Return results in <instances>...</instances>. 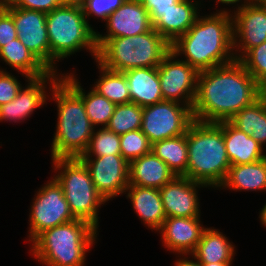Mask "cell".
I'll list each match as a JSON object with an SVG mask.
<instances>
[{
	"label": "cell",
	"instance_id": "484cf974",
	"mask_svg": "<svg viewBox=\"0 0 266 266\" xmlns=\"http://www.w3.org/2000/svg\"><path fill=\"white\" fill-rule=\"evenodd\" d=\"M61 78L82 98L92 126L94 128L96 125H101L103 128L107 127L116 105L92 88L86 94L76 75L72 73L61 74Z\"/></svg>",
	"mask_w": 266,
	"mask_h": 266
},
{
	"label": "cell",
	"instance_id": "f35d334b",
	"mask_svg": "<svg viewBox=\"0 0 266 266\" xmlns=\"http://www.w3.org/2000/svg\"><path fill=\"white\" fill-rule=\"evenodd\" d=\"M12 14L4 7L0 11V48L17 38Z\"/></svg>",
	"mask_w": 266,
	"mask_h": 266
},
{
	"label": "cell",
	"instance_id": "7c38bea8",
	"mask_svg": "<svg viewBox=\"0 0 266 266\" xmlns=\"http://www.w3.org/2000/svg\"><path fill=\"white\" fill-rule=\"evenodd\" d=\"M78 157L87 167L97 192L107 201L125 193L129 185V163L122 155Z\"/></svg>",
	"mask_w": 266,
	"mask_h": 266
},
{
	"label": "cell",
	"instance_id": "44dd1931",
	"mask_svg": "<svg viewBox=\"0 0 266 266\" xmlns=\"http://www.w3.org/2000/svg\"><path fill=\"white\" fill-rule=\"evenodd\" d=\"M123 73L131 102L145 107L163 100L157 67L133 68Z\"/></svg>",
	"mask_w": 266,
	"mask_h": 266
},
{
	"label": "cell",
	"instance_id": "52a82bcc",
	"mask_svg": "<svg viewBox=\"0 0 266 266\" xmlns=\"http://www.w3.org/2000/svg\"><path fill=\"white\" fill-rule=\"evenodd\" d=\"M171 45L155 30L130 37L107 39L96 62L106 69L125 72L133 68L158 67Z\"/></svg>",
	"mask_w": 266,
	"mask_h": 266
},
{
	"label": "cell",
	"instance_id": "ab89813d",
	"mask_svg": "<svg viewBox=\"0 0 266 266\" xmlns=\"http://www.w3.org/2000/svg\"><path fill=\"white\" fill-rule=\"evenodd\" d=\"M149 12H164L181 0H138Z\"/></svg>",
	"mask_w": 266,
	"mask_h": 266
},
{
	"label": "cell",
	"instance_id": "7dc6e473",
	"mask_svg": "<svg viewBox=\"0 0 266 266\" xmlns=\"http://www.w3.org/2000/svg\"><path fill=\"white\" fill-rule=\"evenodd\" d=\"M3 1L4 3H9L11 0H1Z\"/></svg>",
	"mask_w": 266,
	"mask_h": 266
},
{
	"label": "cell",
	"instance_id": "836d02e7",
	"mask_svg": "<svg viewBox=\"0 0 266 266\" xmlns=\"http://www.w3.org/2000/svg\"><path fill=\"white\" fill-rule=\"evenodd\" d=\"M126 0H78L83 13L88 19L89 16H96L103 21L116 11Z\"/></svg>",
	"mask_w": 266,
	"mask_h": 266
},
{
	"label": "cell",
	"instance_id": "bcb514c9",
	"mask_svg": "<svg viewBox=\"0 0 266 266\" xmlns=\"http://www.w3.org/2000/svg\"><path fill=\"white\" fill-rule=\"evenodd\" d=\"M255 1H257V2H259V3H261V4L266 5V0H255Z\"/></svg>",
	"mask_w": 266,
	"mask_h": 266
},
{
	"label": "cell",
	"instance_id": "7a4b0ae2",
	"mask_svg": "<svg viewBox=\"0 0 266 266\" xmlns=\"http://www.w3.org/2000/svg\"><path fill=\"white\" fill-rule=\"evenodd\" d=\"M232 11L225 8L211 15L198 16L190 29L171 44L176 57L182 54L198 72L236 60L233 50Z\"/></svg>",
	"mask_w": 266,
	"mask_h": 266
},
{
	"label": "cell",
	"instance_id": "2e32d148",
	"mask_svg": "<svg viewBox=\"0 0 266 266\" xmlns=\"http://www.w3.org/2000/svg\"><path fill=\"white\" fill-rule=\"evenodd\" d=\"M204 184L175 176L159 189L166 217L200 218L198 191Z\"/></svg>",
	"mask_w": 266,
	"mask_h": 266
},
{
	"label": "cell",
	"instance_id": "cb8c5ba5",
	"mask_svg": "<svg viewBox=\"0 0 266 266\" xmlns=\"http://www.w3.org/2000/svg\"><path fill=\"white\" fill-rule=\"evenodd\" d=\"M234 249V245L228 241L225 234L214 228H206L190 255L199 263H232L235 255Z\"/></svg>",
	"mask_w": 266,
	"mask_h": 266
},
{
	"label": "cell",
	"instance_id": "f6af8a7d",
	"mask_svg": "<svg viewBox=\"0 0 266 266\" xmlns=\"http://www.w3.org/2000/svg\"><path fill=\"white\" fill-rule=\"evenodd\" d=\"M5 7V3L0 0V11Z\"/></svg>",
	"mask_w": 266,
	"mask_h": 266
},
{
	"label": "cell",
	"instance_id": "ac0fdd59",
	"mask_svg": "<svg viewBox=\"0 0 266 266\" xmlns=\"http://www.w3.org/2000/svg\"><path fill=\"white\" fill-rule=\"evenodd\" d=\"M201 3L194 0H181L164 12H149L150 21L155 29L170 45L185 34L196 22Z\"/></svg>",
	"mask_w": 266,
	"mask_h": 266
},
{
	"label": "cell",
	"instance_id": "e575fe53",
	"mask_svg": "<svg viewBox=\"0 0 266 266\" xmlns=\"http://www.w3.org/2000/svg\"><path fill=\"white\" fill-rule=\"evenodd\" d=\"M228 121L242 132L251 135L252 131L256 130L257 100L240 110Z\"/></svg>",
	"mask_w": 266,
	"mask_h": 266
},
{
	"label": "cell",
	"instance_id": "277c9868",
	"mask_svg": "<svg viewBox=\"0 0 266 266\" xmlns=\"http://www.w3.org/2000/svg\"><path fill=\"white\" fill-rule=\"evenodd\" d=\"M49 88L58 111L51 157H80L87 150L94 131L83 100L61 77Z\"/></svg>",
	"mask_w": 266,
	"mask_h": 266
},
{
	"label": "cell",
	"instance_id": "3957f363",
	"mask_svg": "<svg viewBox=\"0 0 266 266\" xmlns=\"http://www.w3.org/2000/svg\"><path fill=\"white\" fill-rule=\"evenodd\" d=\"M186 140L188 166L184 177L219 189L231 166L223 138V121L194 120L186 131Z\"/></svg>",
	"mask_w": 266,
	"mask_h": 266
},
{
	"label": "cell",
	"instance_id": "d4e9b609",
	"mask_svg": "<svg viewBox=\"0 0 266 266\" xmlns=\"http://www.w3.org/2000/svg\"><path fill=\"white\" fill-rule=\"evenodd\" d=\"M233 191H266V157L250 164L231 165L220 186Z\"/></svg>",
	"mask_w": 266,
	"mask_h": 266
},
{
	"label": "cell",
	"instance_id": "8fae6325",
	"mask_svg": "<svg viewBox=\"0 0 266 266\" xmlns=\"http://www.w3.org/2000/svg\"><path fill=\"white\" fill-rule=\"evenodd\" d=\"M175 58L170 51L157 67L163 100L185 104L192 109L199 72L187 62Z\"/></svg>",
	"mask_w": 266,
	"mask_h": 266
},
{
	"label": "cell",
	"instance_id": "8d00e7d4",
	"mask_svg": "<svg viewBox=\"0 0 266 266\" xmlns=\"http://www.w3.org/2000/svg\"><path fill=\"white\" fill-rule=\"evenodd\" d=\"M251 136L262 146L266 145V93L257 99V124Z\"/></svg>",
	"mask_w": 266,
	"mask_h": 266
},
{
	"label": "cell",
	"instance_id": "ffe728a7",
	"mask_svg": "<svg viewBox=\"0 0 266 266\" xmlns=\"http://www.w3.org/2000/svg\"><path fill=\"white\" fill-rule=\"evenodd\" d=\"M174 177L168 165L152 151L129 163V185L160 189Z\"/></svg>",
	"mask_w": 266,
	"mask_h": 266
},
{
	"label": "cell",
	"instance_id": "8992f818",
	"mask_svg": "<svg viewBox=\"0 0 266 266\" xmlns=\"http://www.w3.org/2000/svg\"><path fill=\"white\" fill-rule=\"evenodd\" d=\"M97 232L89 222L75 219L40 233L32 241L31 252L46 266H84Z\"/></svg>",
	"mask_w": 266,
	"mask_h": 266
},
{
	"label": "cell",
	"instance_id": "74e56055",
	"mask_svg": "<svg viewBox=\"0 0 266 266\" xmlns=\"http://www.w3.org/2000/svg\"><path fill=\"white\" fill-rule=\"evenodd\" d=\"M67 0H11L10 5L28 10L49 13Z\"/></svg>",
	"mask_w": 266,
	"mask_h": 266
},
{
	"label": "cell",
	"instance_id": "30bf717a",
	"mask_svg": "<svg viewBox=\"0 0 266 266\" xmlns=\"http://www.w3.org/2000/svg\"><path fill=\"white\" fill-rule=\"evenodd\" d=\"M33 200L28 230L31 242L43 231L76 219L70 211L64 191L54 178L37 191Z\"/></svg>",
	"mask_w": 266,
	"mask_h": 266
},
{
	"label": "cell",
	"instance_id": "d6a6232c",
	"mask_svg": "<svg viewBox=\"0 0 266 266\" xmlns=\"http://www.w3.org/2000/svg\"><path fill=\"white\" fill-rule=\"evenodd\" d=\"M151 147L148 137L140 129L120 135L121 155L128 163L150 153Z\"/></svg>",
	"mask_w": 266,
	"mask_h": 266
},
{
	"label": "cell",
	"instance_id": "f1b7e54d",
	"mask_svg": "<svg viewBox=\"0 0 266 266\" xmlns=\"http://www.w3.org/2000/svg\"><path fill=\"white\" fill-rule=\"evenodd\" d=\"M97 66L101 75L92 88L115 105L131 102L125 74L106 69L99 63Z\"/></svg>",
	"mask_w": 266,
	"mask_h": 266
},
{
	"label": "cell",
	"instance_id": "ba28073f",
	"mask_svg": "<svg viewBox=\"0 0 266 266\" xmlns=\"http://www.w3.org/2000/svg\"><path fill=\"white\" fill-rule=\"evenodd\" d=\"M52 161L58 172L53 177L64 191L73 216L98 229V208L106 200L97 192L86 165L78 157L54 158Z\"/></svg>",
	"mask_w": 266,
	"mask_h": 266
},
{
	"label": "cell",
	"instance_id": "9a60e30c",
	"mask_svg": "<svg viewBox=\"0 0 266 266\" xmlns=\"http://www.w3.org/2000/svg\"><path fill=\"white\" fill-rule=\"evenodd\" d=\"M106 27L107 34L96 32L97 48L109 38L139 35L153 28L147 9L138 0H126L107 17Z\"/></svg>",
	"mask_w": 266,
	"mask_h": 266
},
{
	"label": "cell",
	"instance_id": "7bdbcfd3",
	"mask_svg": "<svg viewBox=\"0 0 266 266\" xmlns=\"http://www.w3.org/2000/svg\"><path fill=\"white\" fill-rule=\"evenodd\" d=\"M260 222L262 223V226L266 227V204L263 206L262 210L259 214Z\"/></svg>",
	"mask_w": 266,
	"mask_h": 266
},
{
	"label": "cell",
	"instance_id": "9c48e42d",
	"mask_svg": "<svg viewBox=\"0 0 266 266\" xmlns=\"http://www.w3.org/2000/svg\"><path fill=\"white\" fill-rule=\"evenodd\" d=\"M194 121L192 109L174 101L162 100L143 107L141 131L151 144L186 134Z\"/></svg>",
	"mask_w": 266,
	"mask_h": 266
},
{
	"label": "cell",
	"instance_id": "d590c367",
	"mask_svg": "<svg viewBox=\"0 0 266 266\" xmlns=\"http://www.w3.org/2000/svg\"><path fill=\"white\" fill-rule=\"evenodd\" d=\"M21 87L14 75L0 69V106L12 101Z\"/></svg>",
	"mask_w": 266,
	"mask_h": 266
},
{
	"label": "cell",
	"instance_id": "7402d4cb",
	"mask_svg": "<svg viewBox=\"0 0 266 266\" xmlns=\"http://www.w3.org/2000/svg\"><path fill=\"white\" fill-rule=\"evenodd\" d=\"M223 138L231 165L250 164L266 157L262 145L229 121H223Z\"/></svg>",
	"mask_w": 266,
	"mask_h": 266
},
{
	"label": "cell",
	"instance_id": "f546056e",
	"mask_svg": "<svg viewBox=\"0 0 266 266\" xmlns=\"http://www.w3.org/2000/svg\"><path fill=\"white\" fill-rule=\"evenodd\" d=\"M142 112L143 107L133 102L116 105L107 128L119 135L141 129Z\"/></svg>",
	"mask_w": 266,
	"mask_h": 266
},
{
	"label": "cell",
	"instance_id": "1f68e13d",
	"mask_svg": "<svg viewBox=\"0 0 266 266\" xmlns=\"http://www.w3.org/2000/svg\"><path fill=\"white\" fill-rule=\"evenodd\" d=\"M239 61L256 80L259 89L266 93V41L251 48Z\"/></svg>",
	"mask_w": 266,
	"mask_h": 266
},
{
	"label": "cell",
	"instance_id": "60d3db41",
	"mask_svg": "<svg viewBox=\"0 0 266 266\" xmlns=\"http://www.w3.org/2000/svg\"><path fill=\"white\" fill-rule=\"evenodd\" d=\"M174 265L175 266H199V262L195 258L194 260H188L187 257H183V258L176 260Z\"/></svg>",
	"mask_w": 266,
	"mask_h": 266
},
{
	"label": "cell",
	"instance_id": "6da1fadb",
	"mask_svg": "<svg viewBox=\"0 0 266 266\" xmlns=\"http://www.w3.org/2000/svg\"><path fill=\"white\" fill-rule=\"evenodd\" d=\"M262 94L239 60L201 71L192 106L193 118L205 123L228 121Z\"/></svg>",
	"mask_w": 266,
	"mask_h": 266
},
{
	"label": "cell",
	"instance_id": "ee69618b",
	"mask_svg": "<svg viewBox=\"0 0 266 266\" xmlns=\"http://www.w3.org/2000/svg\"><path fill=\"white\" fill-rule=\"evenodd\" d=\"M232 263H215V264H208V263H199V266H231Z\"/></svg>",
	"mask_w": 266,
	"mask_h": 266
},
{
	"label": "cell",
	"instance_id": "b9f144b4",
	"mask_svg": "<svg viewBox=\"0 0 266 266\" xmlns=\"http://www.w3.org/2000/svg\"><path fill=\"white\" fill-rule=\"evenodd\" d=\"M241 0H216V2L217 3H222V4H226V5H230V4H239V2H240ZM250 0H244V3L242 4L241 3V5H238L237 4V6H238V8L236 9V10H234V12L235 11H237V10H239L242 6H244L245 4H247L248 2H249Z\"/></svg>",
	"mask_w": 266,
	"mask_h": 266
},
{
	"label": "cell",
	"instance_id": "4316f807",
	"mask_svg": "<svg viewBox=\"0 0 266 266\" xmlns=\"http://www.w3.org/2000/svg\"><path fill=\"white\" fill-rule=\"evenodd\" d=\"M0 58L27 79L40 78L50 72L18 38L0 48Z\"/></svg>",
	"mask_w": 266,
	"mask_h": 266
},
{
	"label": "cell",
	"instance_id": "d6986e66",
	"mask_svg": "<svg viewBox=\"0 0 266 266\" xmlns=\"http://www.w3.org/2000/svg\"><path fill=\"white\" fill-rule=\"evenodd\" d=\"M205 229L200 218L166 217L158 231L168 250L184 256L195 250Z\"/></svg>",
	"mask_w": 266,
	"mask_h": 266
},
{
	"label": "cell",
	"instance_id": "5b68a950",
	"mask_svg": "<svg viewBox=\"0 0 266 266\" xmlns=\"http://www.w3.org/2000/svg\"><path fill=\"white\" fill-rule=\"evenodd\" d=\"M46 25L50 45V71L57 72L56 61L68 58L83 48L96 60V31L86 19L78 0H67L46 13Z\"/></svg>",
	"mask_w": 266,
	"mask_h": 266
},
{
	"label": "cell",
	"instance_id": "4dcf8cb0",
	"mask_svg": "<svg viewBox=\"0 0 266 266\" xmlns=\"http://www.w3.org/2000/svg\"><path fill=\"white\" fill-rule=\"evenodd\" d=\"M121 155L120 135L107 127L93 131L87 150L80 157Z\"/></svg>",
	"mask_w": 266,
	"mask_h": 266
},
{
	"label": "cell",
	"instance_id": "83f0119b",
	"mask_svg": "<svg viewBox=\"0 0 266 266\" xmlns=\"http://www.w3.org/2000/svg\"><path fill=\"white\" fill-rule=\"evenodd\" d=\"M151 151L165 162L175 176H184L188 166L186 134L157 141Z\"/></svg>",
	"mask_w": 266,
	"mask_h": 266
},
{
	"label": "cell",
	"instance_id": "5bb4252c",
	"mask_svg": "<svg viewBox=\"0 0 266 266\" xmlns=\"http://www.w3.org/2000/svg\"><path fill=\"white\" fill-rule=\"evenodd\" d=\"M232 19L234 56L240 60L251 48L266 41V5L249 1L232 14Z\"/></svg>",
	"mask_w": 266,
	"mask_h": 266
},
{
	"label": "cell",
	"instance_id": "603a6c76",
	"mask_svg": "<svg viewBox=\"0 0 266 266\" xmlns=\"http://www.w3.org/2000/svg\"><path fill=\"white\" fill-rule=\"evenodd\" d=\"M125 192H128L126 197L131 200L135 213L143 223L158 231L166 219L159 189L128 185Z\"/></svg>",
	"mask_w": 266,
	"mask_h": 266
},
{
	"label": "cell",
	"instance_id": "e0dca14e",
	"mask_svg": "<svg viewBox=\"0 0 266 266\" xmlns=\"http://www.w3.org/2000/svg\"><path fill=\"white\" fill-rule=\"evenodd\" d=\"M56 74L57 72L50 71L43 77L28 79V85L25 88L22 86L12 101L0 106V121L16 123L20 120L23 121L27 117L29 118L34 110L47 103L48 96L45 89L47 83L50 82V85H54L61 77V74H58L59 76Z\"/></svg>",
	"mask_w": 266,
	"mask_h": 266
},
{
	"label": "cell",
	"instance_id": "4fadbf2b",
	"mask_svg": "<svg viewBox=\"0 0 266 266\" xmlns=\"http://www.w3.org/2000/svg\"><path fill=\"white\" fill-rule=\"evenodd\" d=\"M12 14L17 38L50 71V45L48 39L46 13L15 7L5 3Z\"/></svg>",
	"mask_w": 266,
	"mask_h": 266
}]
</instances>
